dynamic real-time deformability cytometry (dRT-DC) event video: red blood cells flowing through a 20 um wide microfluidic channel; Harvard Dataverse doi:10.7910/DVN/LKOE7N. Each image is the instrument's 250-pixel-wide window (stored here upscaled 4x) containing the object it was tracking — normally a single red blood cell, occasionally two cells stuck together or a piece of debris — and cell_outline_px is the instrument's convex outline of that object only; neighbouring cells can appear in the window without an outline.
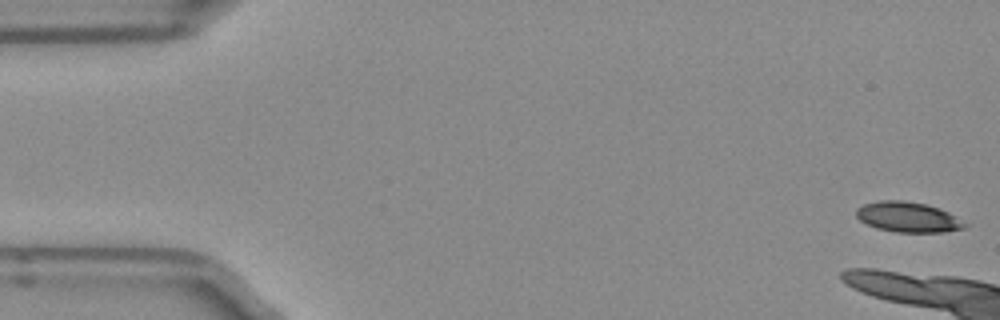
{"species": "Egyptian fruit bat (a non-hibernating species)", "species_latin": "Rousettus aegyptiacus", "temperature_condition": "room temperature", "stored_images_in_passage": 4, "camera_frame_rate_fps": 3000, "um_per_image_px": 0.085, "frame": {"image": 1, "passage_image": 1, "time_ms": 0.0, "image_size_px": [1000, 320], "cell_outline_px": [[968, 224], [964, 228], [944, 232], [896, 232], [876, 228], [860, 220], [856, 216], [856, 208], [864, 204], [880, 200], [904, 200], [924, 204], [940, 208], [956, 216]], "centroid_in_image_um": [77.18, 18.45], "position_along_channel_um": 7.8, "area_um2": 19.13}}